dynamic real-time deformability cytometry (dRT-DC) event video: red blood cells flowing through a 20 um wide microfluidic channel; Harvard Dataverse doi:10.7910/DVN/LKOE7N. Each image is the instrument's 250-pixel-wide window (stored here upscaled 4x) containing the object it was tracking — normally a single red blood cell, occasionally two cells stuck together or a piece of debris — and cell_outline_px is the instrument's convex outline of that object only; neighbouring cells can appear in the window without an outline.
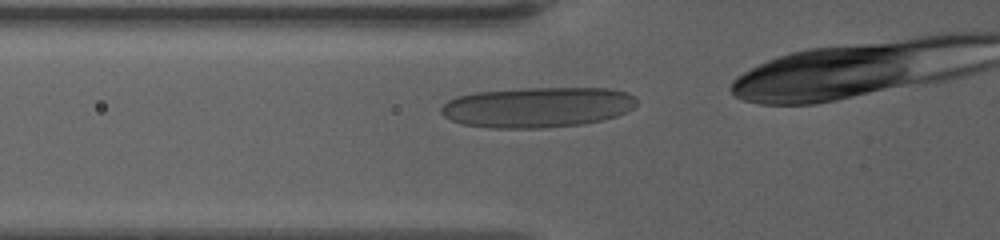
{"species": "human", "species_latin": "Homo sapiens", "temperature_condition": "warm", "stored_images_in_passage": 11, "camera_frame_rate_fps": 3000, "um_per_image_px": 0.085, "donor": {"sex": "female"}, "frame": {"image": 1, "passage_image": 2, "time_ms": 0.333, "image_size_px": [1000, 240], "cell_outline_px": [[636, 104], [632, 108], [616, 116], [604, 120], [584, 124], [544, 128], [492, 128], [464, 124], [452, 120], [444, 116], [440, 112], [440, 108], [448, 100], [456, 96], [476, 92], [524, 88], [612, 88], [628, 92], [636, 96]], "centroid_in_image_um": [45.71, 9.11], "position_along_channel_um": 80.1, "area_um2": 46.3}}
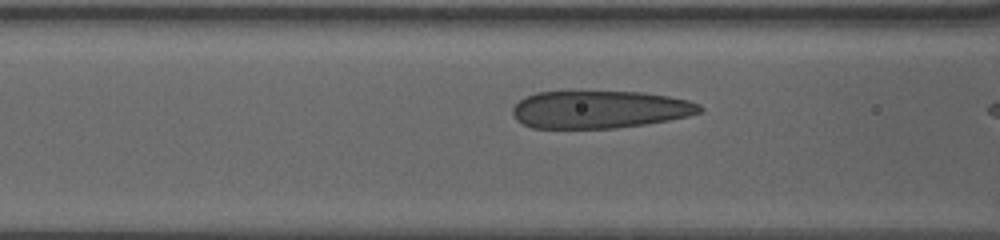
{"frame": {"image": 2, "passage_image": 5, "time_ms": 1.333, "image_size_px": [1000, 240], "cell_outline_px": [[704, 108], [700, 112], [688, 116], [668, 120], [644, 124], [616, 128], [532, 128], [516, 120], [512, 112], [512, 108], [520, 100], [536, 92], [644, 92], [668, 96], [688, 100], [700, 104]], "centroid_in_image_um": [50.98, 9.31], "position_along_channel_um": 115.6, "area_um2": 40.86}}
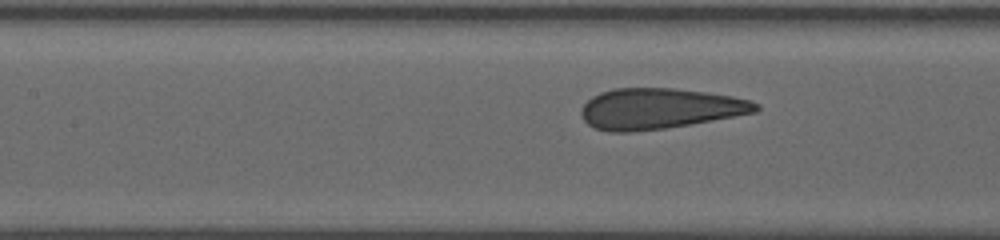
{"frame": {"image": 3, "passage_image": 8, "time_ms": 2.333, "image_size_px": [1000, 240], "cell_outline_px": [[760, 108], [756, 112], [712, 120], [664, 128], [632, 132], [608, 132], [596, 128], [588, 124], [584, 120], [580, 112], [584, 104], [592, 96], [600, 92], [612, 88], [676, 88], [708, 92], [732, 96], [752, 100], [760, 104]], "centroid_in_image_um": [56.06, 9.22], "position_along_channel_um": 151.3, "area_um2": 41.44}}